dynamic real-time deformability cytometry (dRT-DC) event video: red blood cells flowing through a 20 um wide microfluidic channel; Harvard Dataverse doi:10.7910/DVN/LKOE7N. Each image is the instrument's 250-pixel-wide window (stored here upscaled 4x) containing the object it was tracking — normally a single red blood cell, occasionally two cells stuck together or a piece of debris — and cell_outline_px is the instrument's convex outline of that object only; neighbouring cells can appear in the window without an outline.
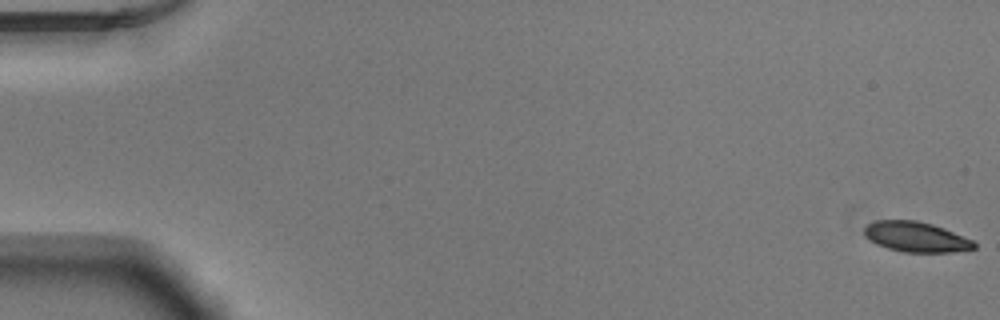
{"species": "Egyptian fruit bat (a non-hibernating species)", "species_latin": "Rousettus aegyptiacus", "temperature_condition": "warm", "stored_images_in_passage": 53, "camera_frame_rate_fps": 3000, "um_per_image_px": 0.085, "animal": {"sex": "male"}, "frame": {"image": 1, "passage_image": 1, "time_ms": 0.0, "image_size_px": [1000, 320], "cell_outline_px": [[976, 248], [952, 252], [904, 252], [888, 248], [876, 244], [868, 240], [864, 236], [864, 228], [868, 224], [876, 220], [916, 220], [932, 224], [944, 228], [972, 240], [976, 244]], "centroid_in_image_um": [77.83, 20.13], "position_along_channel_um": 7.2, "area_um2": 19.31}}
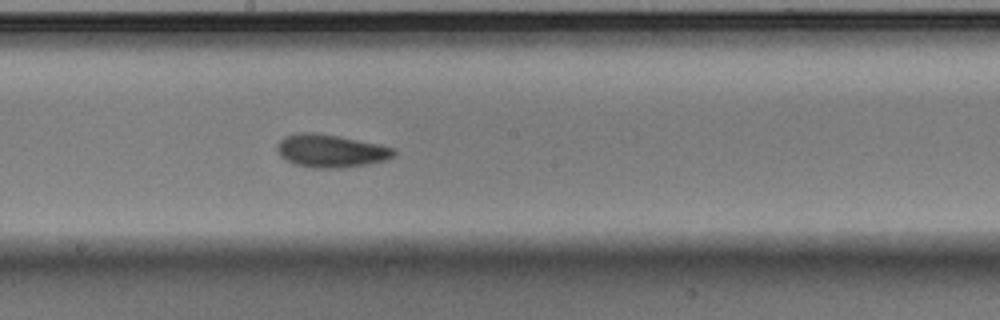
{"frame": {"image": 2, "passage_image": 30, "time_ms": 9.667, "image_size_px": [1000, 320], "cell_outline_px": [[396, 152], [392, 156], [384, 160], [368, 164], [340, 168], [312, 168], [292, 164], [280, 156], [276, 148], [276, 144], [284, 136], [304, 132], [312, 132], [336, 136], [396, 148]], "centroid_in_image_um": [28.06, 12.84], "position_along_channel_um": 220.1, "area_um2": 22.25}}
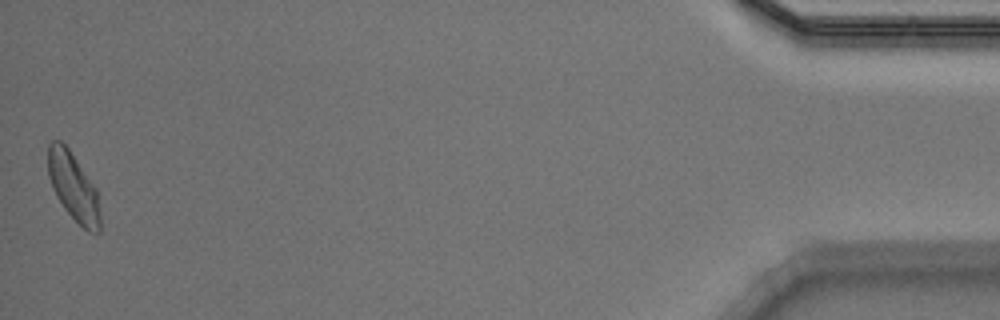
{"frame": {"image": 3, "passage_image": 53, "time_ms": 17.333, "image_size_px": [1000, 320], "cell_outline_px": [[100, 232], [88, 232], [64, 208], [56, 196], [52, 188], [48, 176], [48, 144], [52, 140], [60, 140], [68, 148], [96, 188], [100, 212]], "centroid_in_image_um": [6.22, 15.87], "position_along_channel_um": 429.0, "area_um2": 20.46}, "authors_computed_cell_mechanics": {"area_um2": 20.6346, "velocity_mm_per_s": 3.884, "shape_relaxation_time_tau1_ms": 3.4376, "shape_relaxation_time_tau2_ms": 6.7447, "deformation_change_tau1": 0.1076, "deformation_change_tau2": 0.1177}}